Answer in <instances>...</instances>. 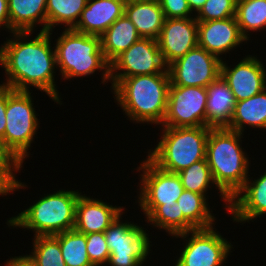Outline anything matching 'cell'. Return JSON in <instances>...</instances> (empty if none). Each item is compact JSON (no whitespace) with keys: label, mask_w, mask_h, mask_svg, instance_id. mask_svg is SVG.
Wrapping results in <instances>:
<instances>
[{"label":"cell","mask_w":266,"mask_h":266,"mask_svg":"<svg viewBox=\"0 0 266 266\" xmlns=\"http://www.w3.org/2000/svg\"><path fill=\"white\" fill-rule=\"evenodd\" d=\"M0 167H22V164L6 148L0 139Z\"/></svg>","instance_id":"36"},{"label":"cell","mask_w":266,"mask_h":266,"mask_svg":"<svg viewBox=\"0 0 266 266\" xmlns=\"http://www.w3.org/2000/svg\"><path fill=\"white\" fill-rule=\"evenodd\" d=\"M66 266H94L86 251V234L69 230L55 235Z\"/></svg>","instance_id":"28"},{"label":"cell","mask_w":266,"mask_h":266,"mask_svg":"<svg viewBox=\"0 0 266 266\" xmlns=\"http://www.w3.org/2000/svg\"><path fill=\"white\" fill-rule=\"evenodd\" d=\"M207 127L227 128L233 116L235 99L221 75L207 87Z\"/></svg>","instance_id":"20"},{"label":"cell","mask_w":266,"mask_h":266,"mask_svg":"<svg viewBox=\"0 0 266 266\" xmlns=\"http://www.w3.org/2000/svg\"><path fill=\"white\" fill-rule=\"evenodd\" d=\"M207 0H187L189 8L191 11H196L197 13L202 9Z\"/></svg>","instance_id":"40"},{"label":"cell","mask_w":266,"mask_h":266,"mask_svg":"<svg viewBox=\"0 0 266 266\" xmlns=\"http://www.w3.org/2000/svg\"><path fill=\"white\" fill-rule=\"evenodd\" d=\"M21 167H0V195H7L15 189L25 187L15 179L13 171L18 172Z\"/></svg>","instance_id":"35"},{"label":"cell","mask_w":266,"mask_h":266,"mask_svg":"<svg viewBox=\"0 0 266 266\" xmlns=\"http://www.w3.org/2000/svg\"><path fill=\"white\" fill-rule=\"evenodd\" d=\"M56 66L66 79L93 74L104 70L103 82L110 80V63L105 59L100 36L84 34L66 29L57 39L55 46Z\"/></svg>","instance_id":"5"},{"label":"cell","mask_w":266,"mask_h":266,"mask_svg":"<svg viewBox=\"0 0 266 266\" xmlns=\"http://www.w3.org/2000/svg\"><path fill=\"white\" fill-rule=\"evenodd\" d=\"M7 87L0 85V139L4 137L6 127Z\"/></svg>","instance_id":"37"},{"label":"cell","mask_w":266,"mask_h":266,"mask_svg":"<svg viewBox=\"0 0 266 266\" xmlns=\"http://www.w3.org/2000/svg\"><path fill=\"white\" fill-rule=\"evenodd\" d=\"M33 245L34 252L30 256L39 266H66L55 235L34 236Z\"/></svg>","instance_id":"31"},{"label":"cell","mask_w":266,"mask_h":266,"mask_svg":"<svg viewBox=\"0 0 266 266\" xmlns=\"http://www.w3.org/2000/svg\"><path fill=\"white\" fill-rule=\"evenodd\" d=\"M30 91L7 87L6 127L1 139L6 148L22 164L39 127Z\"/></svg>","instance_id":"7"},{"label":"cell","mask_w":266,"mask_h":266,"mask_svg":"<svg viewBox=\"0 0 266 266\" xmlns=\"http://www.w3.org/2000/svg\"><path fill=\"white\" fill-rule=\"evenodd\" d=\"M46 1L8 0L10 32L31 33L37 23L44 25L40 32L47 31Z\"/></svg>","instance_id":"22"},{"label":"cell","mask_w":266,"mask_h":266,"mask_svg":"<svg viewBox=\"0 0 266 266\" xmlns=\"http://www.w3.org/2000/svg\"><path fill=\"white\" fill-rule=\"evenodd\" d=\"M86 251L94 266H101L108 262L110 250L104 232L86 234Z\"/></svg>","instance_id":"33"},{"label":"cell","mask_w":266,"mask_h":266,"mask_svg":"<svg viewBox=\"0 0 266 266\" xmlns=\"http://www.w3.org/2000/svg\"><path fill=\"white\" fill-rule=\"evenodd\" d=\"M229 211L236 222L266 214V172L253 182L246 180L243 188L231 199Z\"/></svg>","instance_id":"19"},{"label":"cell","mask_w":266,"mask_h":266,"mask_svg":"<svg viewBox=\"0 0 266 266\" xmlns=\"http://www.w3.org/2000/svg\"><path fill=\"white\" fill-rule=\"evenodd\" d=\"M153 226L165 229L170 235L176 236L190 232L196 228L183 216L177 202L170 205H140Z\"/></svg>","instance_id":"25"},{"label":"cell","mask_w":266,"mask_h":266,"mask_svg":"<svg viewBox=\"0 0 266 266\" xmlns=\"http://www.w3.org/2000/svg\"><path fill=\"white\" fill-rule=\"evenodd\" d=\"M124 14L132 21L141 38L157 40L165 20L159 1H126Z\"/></svg>","instance_id":"21"},{"label":"cell","mask_w":266,"mask_h":266,"mask_svg":"<svg viewBox=\"0 0 266 266\" xmlns=\"http://www.w3.org/2000/svg\"><path fill=\"white\" fill-rule=\"evenodd\" d=\"M185 190L206 195L209 184H215L207 159L191 164L177 173Z\"/></svg>","instance_id":"30"},{"label":"cell","mask_w":266,"mask_h":266,"mask_svg":"<svg viewBox=\"0 0 266 266\" xmlns=\"http://www.w3.org/2000/svg\"><path fill=\"white\" fill-rule=\"evenodd\" d=\"M242 1H247V0H236V2H242Z\"/></svg>","instance_id":"42"},{"label":"cell","mask_w":266,"mask_h":266,"mask_svg":"<svg viewBox=\"0 0 266 266\" xmlns=\"http://www.w3.org/2000/svg\"><path fill=\"white\" fill-rule=\"evenodd\" d=\"M165 18H190L187 0H158ZM190 15V16H189Z\"/></svg>","instance_id":"34"},{"label":"cell","mask_w":266,"mask_h":266,"mask_svg":"<svg viewBox=\"0 0 266 266\" xmlns=\"http://www.w3.org/2000/svg\"><path fill=\"white\" fill-rule=\"evenodd\" d=\"M81 193L59 190L8 220V225L35 231L34 236H50L73 230L76 204Z\"/></svg>","instance_id":"4"},{"label":"cell","mask_w":266,"mask_h":266,"mask_svg":"<svg viewBox=\"0 0 266 266\" xmlns=\"http://www.w3.org/2000/svg\"><path fill=\"white\" fill-rule=\"evenodd\" d=\"M211 127H163L158 145L148 158L160 169L178 173L206 159V143Z\"/></svg>","instance_id":"6"},{"label":"cell","mask_w":266,"mask_h":266,"mask_svg":"<svg viewBox=\"0 0 266 266\" xmlns=\"http://www.w3.org/2000/svg\"><path fill=\"white\" fill-rule=\"evenodd\" d=\"M101 48L105 59L111 63L141 37L125 14L119 17L101 36Z\"/></svg>","instance_id":"23"},{"label":"cell","mask_w":266,"mask_h":266,"mask_svg":"<svg viewBox=\"0 0 266 266\" xmlns=\"http://www.w3.org/2000/svg\"><path fill=\"white\" fill-rule=\"evenodd\" d=\"M157 40L140 38L110 63V79L169 73ZM122 70L123 72H117ZM115 71V72H114Z\"/></svg>","instance_id":"11"},{"label":"cell","mask_w":266,"mask_h":266,"mask_svg":"<svg viewBox=\"0 0 266 266\" xmlns=\"http://www.w3.org/2000/svg\"><path fill=\"white\" fill-rule=\"evenodd\" d=\"M247 41L241 34L236 17L198 21V46L220 58V54Z\"/></svg>","instance_id":"16"},{"label":"cell","mask_w":266,"mask_h":266,"mask_svg":"<svg viewBox=\"0 0 266 266\" xmlns=\"http://www.w3.org/2000/svg\"><path fill=\"white\" fill-rule=\"evenodd\" d=\"M2 25L10 30L8 0H0V28Z\"/></svg>","instance_id":"39"},{"label":"cell","mask_w":266,"mask_h":266,"mask_svg":"<svg viewBox=\"0 0 266 266\" xmlns=\"http://www.w3.org/2000/svg\"><path fill=\"white\" fill-rule=\"evenodd\" d=\"M126 1H141V2H148V1H158V0H126Z\"/></svg>","instance_id":"41"},{"label":"cell","mask_w":266,"mask_h":266,"mask_svg":"<svg viewBox=\"0 0 266 266\" xmlns=\"http://www.w3.org/2000/svg\"><path fill=\"white\" fill-rule=\"evenodd\" d=\"M164 63L168 66L198 46V21L190 18H165L157 38Z\"/></svg>","instance_id":"14"},{"label":"cell","mask_w":266,"mask_h":266,"mask_svg":"<svg viewBox=\"0 0 266 266\" xmlns=\"http://www.w3.org/2000/svg\"><path fill=\"white\" fill-rule=\"evenodd\" d=\"M87 2L88 0H47V31L51 32L52 28L59 24H65L66 29H72Z\"/></svg>","instance_id":"27"},{"label":"cell","mask_w":266,"mask_h":266,"mask_svg":"<svg viewBox=\"0 0 266 266\" xmlns=\"http://www.w3.org/2000/svg\"><path fill=\"white\" fill-rule=\"evenodd\" d=\"M244 124L266 129V88L253 97L235 103L233 116L227 129L242 134Z\"/></svg>","instance_id":"24"},{"label":"cell","mask_w":266,"mask_h":266,"mask_svg":"<svg viewBox=\"0 0 266 266\" xmlns=\"http://www.w3.org/2000/svg\"><path fill=\"white\" fill-rule=\"evenodd\" d=\"M214 228L195 229L175 237H191L184 246L175 266H222L231 243H228Z\"/></svg>","instance_id":"12"},{"label":"cell","mask_w":266,"mask_h":266,"mask_svg":"<svg viewBox=\"0 0 266 266\" xmlns=\"http://www.w3.org/2000/svg\"><path fill=\"white\" fill-rule=\"evenodd\" d=\"M235 17L242 36L248 40V31L266 28V0L236 2Z\"/></svg>","instance_id":"29"},{"label":"cell","mask_w":266,"mask_h":266,"mask_svg":"<svg viewBox=\"0 0 266 266\" xmlns=\"http://www.w3.org/2000/svg\"><path fill=\"white\" fill-rule=\"evenodd\" d=\"M207 88L169 85L164 127H207Z\"/></svg>","instance_id":"9"},{"label":"cell","mask_w":266,"mask_h":266,"mask_svg":"<svg viewBox=\"0 0 266 266\" xmlns=\"http://www.w3.org/2000/svg\"><path fill=\"white\" fill-rule=\"evenodd\" d=\"M121 215L105 230L110 250V266H142L149 254L150 241L142 227L120 222Z\"/></svg>","instance_id":"8"},{"label":"cell","mask_w":266,"mask_h":266,"mask_svg":"<svg viewBox=\"0 0 266 266\" xmlns=\"http://www.w3.org/2000/svg\"><path fill=\"white\" fill-rule=\"evenodd\" d=\"M206 197L203 194L183 190L177 200L183 216L196 228L207 229L213 227L214 218L210 213Z\"/></svg>","instance_id":"26"},{"label":"cell","mask_w":266,"mask_h":266,"mask_svg":"<svg viewBox=\"0 0 266 266\" xmlns=\"http://www.w3.org/2000/svg\"><path fill=\"white\" fill-rule=\"evenodd\" d=\"M195 16L197 21L222 20L235 17L236 0H207Z\"/></svg>","instance_id":"32"},{"label":"cell","mask_w":266,"mask_h":266,"mask_svg":"<svg viewBox=\"0 0 266 266\" xmlns=\"http://www.w3.org/2000/svg\"><path fill=\"white\" fill-rule=\"evenodd\" d=\"M51 34L49 31H42L34 39L26 40L30 32H13L15 38L8 39L0 47V65L5 68L8 78L3 86L29 91L28 88L32 85L60 103L53 76L57 64L55 50L51 48Z\"/></svg>","instance_id":"1"},{"label":"cell","mask_w":266,"mask_h":266,"mask_svg":"<svg viewBox=\"0 0 266 266\" xmlns=\"http://www.w3.org/2000/svg\"><path fill=\"white\" fill-rule=\"evenodd\" d=\"M221 62V58L197 46L168 65L170 83L207 88L221 75Z\"/></svg>","instance_id":"10"},{"label":"cell","mask_w":266,"mask_h":266,"mask_svg":"<svg viewBox=\"0 0 266 266\" xmlns=\"http://www.w3.org/2000/svg\"><path fill=\"white\" fill-rule=\"evenodd\" d=\"M126 0H88L77 24L78 32L101 36L124 14Z\"/></svg>","instance_id":"18"},{"label":"cell","mask_w":266,"mask_h":266,"mask_svg":"<svg viewBox=\"0 0 266 266\" xmlns=\"http://www.w3.org/2000/svg\"><path fill=\"white\" fill-rule=\"evenodd\" d=\"M122 209L80 194L76 204L74 230L82 234L105 232L122 215Z\"/></svg>","instance_id":"17"},{"label":"cell","mask_w":266,"mask_h":266,"mask_svg":"<svg viewBox=\"0 0 266 266\" xmlns=\"http://www.w3.org/2000/svg\"><path fill=\"white\" fill-rule=\"evenodd\" d=\"M6 266H39L34 259L29 255L10 258L6 261Z\"/></svg>","instance_id":"38"},{"label":"cell","mask_w":266,"mask_h":266,"mask_svg":"<svg viewBox=\"0 0 266 266\" xmlns=\"http://www.w3.org/2000/svg\"><path fill=\"white\" fill-rule=\"evenodd\" d=\"M221 77L228 84L236 102L248 99L266 88V70L256 57L248 55L234 68L221 62Z\"/></svg>","instance_id":"15"},{"label":"cell","mask_w":266,"mask_h":266,"mask_svg":"<svg viewBox=\"0 0 266 266\" xmlns=\"http://www.w3.org/2000/svg\"><path fill=\"white\" fill-rule=\"evenodd\" d=\"M138 170L141 174L139 205L175 204L184 188L177 173L167 172L156 166L149 158Z\"/></svg>","instance_id":"13"},{"label":"cell","mask_w":266,"mask_h":266,"mask_svg":"<svg viewBox=\"0 0 266 266\" xmlns=\"http://www.w3.org/2000/svg\"><path fill=\"white\" fill-rule=\"evenodd\" d=\"M243 134L227 128H211L206 143V159L215 186L230 210L231 199L248 178L249 161L240 147Z\"/></svg>","instance_id":"2"},{"label":"cell","mask_w":266,"mask_h":266,"mask_svg":"<svg viewBox=\"0 0 266 266\" xmlns=\"http://www.w3.org/2000/svg\"><path fill=\"white\" fill-rule=\"evenodd\" d=\"M112 80L115 98L125 114L136 122L162 124L167 112L169 73Z\"/></svg>","instance_id":"3"}]
</instances>
